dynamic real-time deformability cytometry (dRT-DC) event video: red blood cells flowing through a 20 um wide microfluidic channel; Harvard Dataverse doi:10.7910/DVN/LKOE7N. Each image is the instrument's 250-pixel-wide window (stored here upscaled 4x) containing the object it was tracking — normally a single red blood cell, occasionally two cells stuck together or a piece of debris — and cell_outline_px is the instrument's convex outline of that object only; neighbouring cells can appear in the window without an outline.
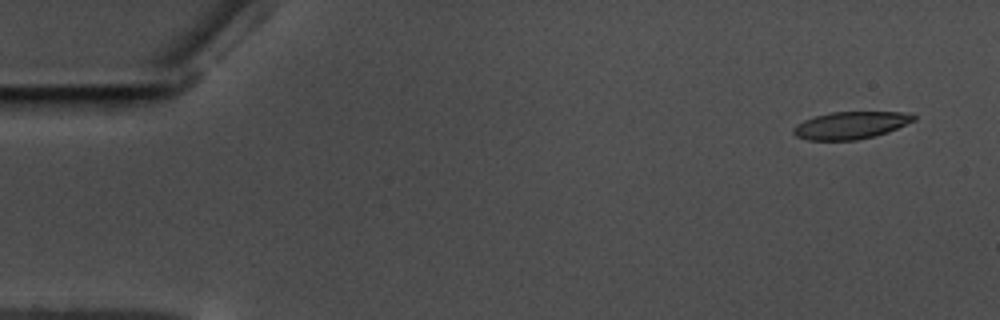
{"species": "common noctule bat (a hibernating species)", "species_latin": "Nyctalus noctula", "temperature_condition": "warm", "stored_images_in_passage": 55, "camera_frame_rate_fps": 3000, "um_per_image_px": 0.085, "animal": {"sex": "male", "body_mass_g": 17.5, "forearm_length_mm": 52.3}, "frame": {"image": 1, "passage_image": 1, "time_ms": 0.0, "image_size_px": [1000, 320], "cell_outline_px": [[916, 120], [888, 132], [876, 136], [856, 140], [808, 140], [796, 136], [792, 132], [792, 128], [796, 124], [804, 120], [816, 116], [832, 112], [912, 112], [916, 116]], "centroid_in_image_um": [72.33, 10.65], "position_along_channel_um": 12.7, "area_um2": 19.31}}
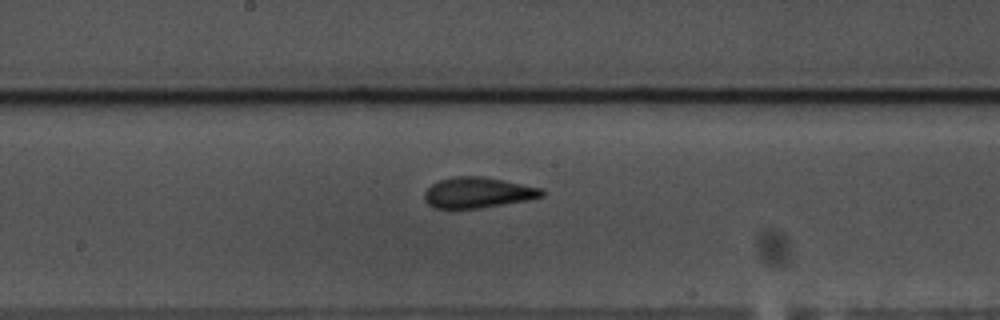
{"frame": {"image": 2, "passage_image": 28, "time_ms": 9.0, "image_size_px": [1000, 320], "cell_outline_px": [[544, 196], [528, 200], [480, 208], [436, 208], [428, 204], [424, 200], [424, 192], [432, 184], [440, 180], [456, 176], [484, 176], [544, 188]], "centroid_in_image_um": [40.65, 16.36], "position_along_channel_um": 207.6, "area_um2": 21.04}}
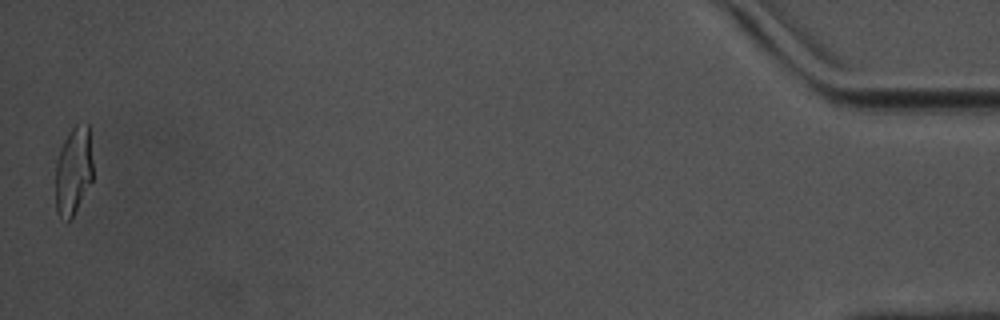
{"frame": {"image": 3, "passage_image": 55, "time_ms": 18.0, "image_size_px": [1000, 320], "cell_outline_px": [[92, 180], [72, 216], [68, 220], [60, 216], [56, 212], [56, 160], [60, 148], [68, 132], [76, 124], [88, 124], [92, 160]], "centroid_in_image_um": [6.23, 14.48], "position_along_channel_um": 429.0, "area_um2": 18.9}, "authors_computed_cell_mechanics": {"area_um2": 20.4034, "velocity_mm_per_s": 3.5191, "shape_relaxation_time_tau1_ms": 6.2595, "shape_relaxation_time_tau2_ms": 1.971, "deformation_change_tau1": 0.2109, "deformation_change_tau2": 0.0875}}